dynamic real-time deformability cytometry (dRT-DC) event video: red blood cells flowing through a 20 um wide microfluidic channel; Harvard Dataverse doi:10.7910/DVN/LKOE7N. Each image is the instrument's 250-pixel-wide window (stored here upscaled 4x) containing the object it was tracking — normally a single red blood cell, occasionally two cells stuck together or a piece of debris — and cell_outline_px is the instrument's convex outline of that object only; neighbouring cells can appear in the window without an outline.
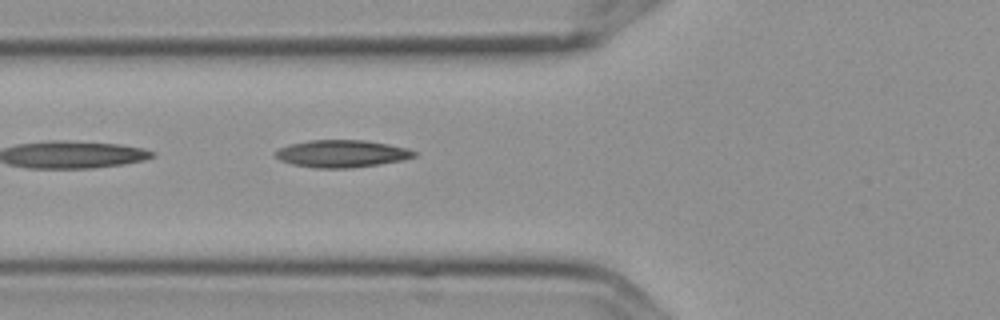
{"species": "Egyptian fruit bat (a non-hibernating species)", "species_latin": "Rousettus aegyptiacus", "temperature_condition": "cold", "stored_images_in_passage": 6, "camera_frame_rate_fps": 3000, "um_per_image_px": 0.085, "frame": {"image": 1, "passage_image": 6, "time_ms": 1.667, "image_size_px": [1000, 320], "cell_outline_px": [[416, 156], [400, 160], [376, 164], [348, 168], [316, 168], [292, 164], [280, 160], [272, 156], [272, 152], [288, 144], [308, 140], [364, 140], [388, 144], [408, 148], [416, 152]], "centroid_in_image_um": [28.97, 13.05], "position_along_channel_um": 96.8, "area_um2": 22.08}}